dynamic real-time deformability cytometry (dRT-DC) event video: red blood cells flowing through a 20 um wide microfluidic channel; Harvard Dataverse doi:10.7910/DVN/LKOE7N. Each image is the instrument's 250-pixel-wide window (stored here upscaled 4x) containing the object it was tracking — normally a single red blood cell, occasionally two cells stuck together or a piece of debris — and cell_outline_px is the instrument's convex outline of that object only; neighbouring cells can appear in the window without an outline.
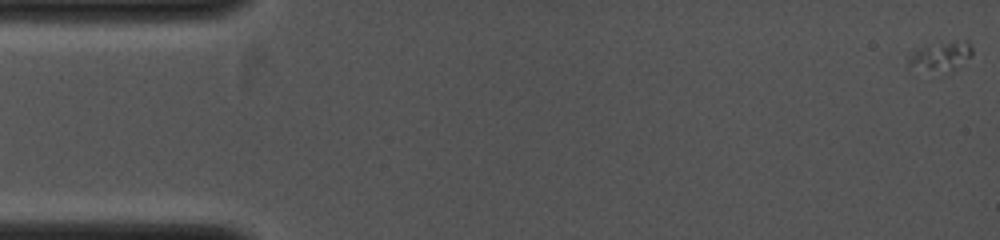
{"species": "common noctule bat (a hibernating species)", "species_latin": "Nyctalus noctula", "temperature_condition": "cold", "stored_images_in_passage": 41, "camera_frame_rate_fps": 4000, "um_per_image_px": 0.085, "animal": {"sex": "female", "body_mass_g": 19.0, "forearm_length_mm": 53.3}, "frame": {"image": 1, "passage_image": 1, "time_ms": 0.0, "image_size_px": [1000, 240], "cell_outline_px": [[972, 56], [952, 72], [948, 72], [928, 68], [912, 64], [908, 60], [916, 48], [956, 40], [968, 40], [972, 48]], "centroid_in_image_um": [80.13, 4.72], "position_along_channel_um": 4.9, "area_um2": 10.29}}
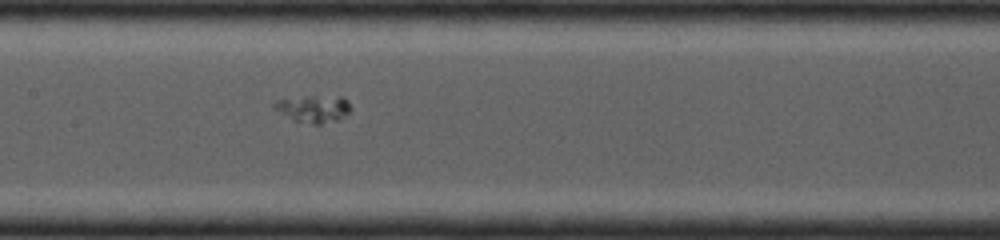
{"frame": {"image": 2, "passage_image": 19, "time_ms": 6.25, "image_size_px": [1000, 240], "cell_outline_px": [[352, 108], [344, 116], [336, 120], [320, 124], [312, 124], [292, 120], [272, 108], [272, 104], [276, 100], [304, 96], [344, 96], [348, 100]], "centroid_in_image_um": [26.64, 9.23], "position_along_channel_um": 180.8, "area_um2": 12.31}}
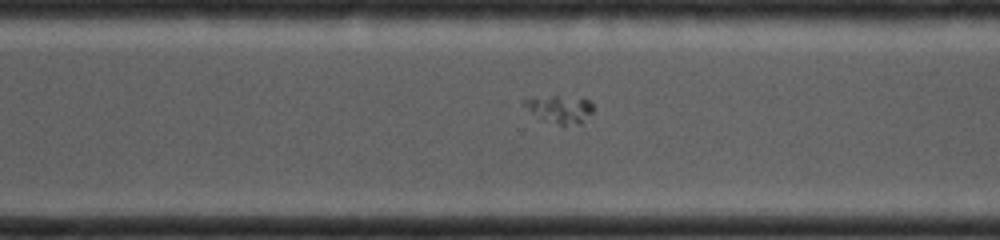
{"frame": {"image": 3, "passage_image": 30, "time_ms": 9.0, "image_size_px": [1000, 240], "cell_outline_px": [[592, 112], [580, 124], [560, 124], [540, 120], [520, 104], [524, 100], [532, 96], [584, 96], [592, 104]], "centroid_in_image_um": [47.53, 9.24], "position_along_channel_um": 323.1, "area_um2": 11.5}}